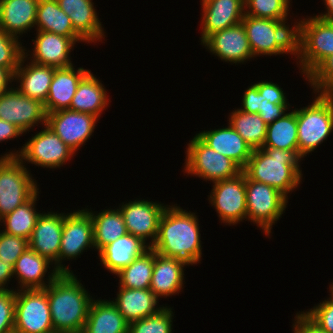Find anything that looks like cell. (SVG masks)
Segmentation results:
<instances>
[{
	"instance_id": "34",
	"label": "cell",
	"mask_w": 333,
	"mask_h": 333,
	"mask_svg": "<svg viewBox=\"0 0 333 333\" xmlns=\"http://www.w3.org/2000/svg\"><path fill=\"white\" fill-rule=\"evenodd\" d=\"M263 147L298 151L296 111L285 113L267 125Z\"/></svg>"
},
{
	"instance_id": "1",
	"label": "cell",
	"mask_w": 333,
	"mask_h": 333,
	"mask_svg": "<svg viewBox=\"0 0 333 333\" xmlns=\"http://www.w3.org/2000/svg\"><path fill=\"white\" fill-rule=\"evenodd\" d=\"M195 213L179 206L164 210L155 242L150 247L159 255L185 261L188 266L199 263L201 252L200 231Z\"/></svg>"
},
{
	"instance_id": "11",
	"label": "cell",
	"mask_w": 333,
	"mask_h": 333,
	"mask_svg": "<svg viewBox=\"0 0 333 333\" xmlns=\"http://www.w3.org/2000/svg\"><path fill=\"white\" fill-rule=\"evenodd\" d=\"M74 153L57 134L45 125V129L29 139L21 151L10 152L2 157H17L22 162L28 161L41 167L59 168L67 160L69 161Z\"/></svg>"
},
{
	"instance_id": "48",
	"label": "cell",
	"mask_w": 333,
	"mask_h": 333,
	"mask_svg": "<svg viewBox=\"0 0 333 333\" xmlns=\"http://www.w3.org/2000/svg\"><path fill=\"white\" fill-rule=\"evenodd\" d=\"M286 109H288L287 104H276L275 106L264 108L258 114L265 123L269 124L282 117L286 113Z\"/></svg>"
},
{
	"instance_id": "47",
	"label": "cell",
	"mask_w": 333,
	"mask_h": 333,
	"mask_svg": "<svg viewBox=\"0 0 333 333\" xmlns=\"http://www.w3.org/2000/svg\"><path fill=\"white\" fill-rule=\"evenodd\" d=\"M294 333H328L319 328L305 314L300 313L295 316Z\"/></svg>"
},
{
	"instance_id": "25",
	"label": "cell",
	"mask_w": 333,
	"mask_h": 333,
	"mask_svg": "<svg viewBox=\"0 0 333 333\" xmlns=\"http://www.w3.org/2000/svg\"><path fill=\"white\" fill-rule=\"evenodd\" d=\"M185 261L177 258H170L154 255V267L150 290L158 298L159 296L169 297L180 292L183 286Z\"/></svg>"
},
{
	"instance_id": "30",
	"label": "cell",
	"mask_w": 333,
	"mask_h": 333,
	"mask_svg": "<svg viewBox=\"0 0 333 333\" xmlns=\"http://www.w3.org/2000/svg\"><path fill=\"white\" fill-rule=\"evenodd\" d=\"M128 325L113 301L93 300L82 333H128Z\"/></svg>"
},
{
	"instance_id": "13",
	"label": "cell",
	"mask_w": 333,
	"mask_h": 333,
	"mask_svg": "<svg viewBox=\"0 0 333 333\" xmlns=\"http://www.w3.org/2000/svg\"><path fill=\"white\" fill-rule=\"evenodd\" d=\"M87 247H94L93 220L86 210L64 214V225L62 228L61 245L58 256V272L72 273L62 263L64 259H74Z\"/></svg>"
},
{
	"instance_id": "45",
	"label": "cell",
	"mask_w": 333,
	"mask_h": 333,
	"mask_svg": "<svg viewBox=\"0 0 333 333\" xmlns=\"http://www.w3.org/2000/svg\"><path fill=\"white\" fill-rule=\"evenodd\" d=\"M242 102L243 108H240L239 110L255 114H258L266 107H272L276 105L270 103L269 99L265 97L264 92H259L255 84L247 88V90L244 92Z\"/></svg>"
},
{
	"instance_id": "28",
	"label": "cell",
	"mask_w": 333,
	"mask_h": 333,
	"mask_svg": "<svg viewBox=\"0 0 333 333\" xmlns=\"http://www.w3.org/2000/svg\"><path fill=\"white\" fill-rule=\"evenodd\" d=\"M50 261L40 256L28 247L16 260L14 275L21 284V289H45L60 273L54 269L48 279V285L43 281Z\"/></svg>"
},
{
	"instance_id": "35",
	"label": "cell",
	"mask_w": 333,
	"mask_h": 333,
	"mask_svg": "<svg viewBox=\"0 0 333 333\" xmlns=\"http://www.w3.org/2000/svg\"><path fill=\"white\" fill-rule=\"evenodd\" d=\"M156 251L151 247L136 258L128 266L118 272L120 287L129 289H150L154 255Z\"/></svg>"
},
{
	"instance_id": "29",
	"label": "cell",
	"mask_w": 333,
	"mask_h": 333,
	"mask_svg": "<svg viewBox=\"0 0 333 333\" xmlns=\"http://www.w3.org/2000/svg\"><path fill=\"white\" fill-rule=\"evenodd\" d=\"M114 305L128 323L158 313L163 307L156 308L158 298L150 289H129L119 287Z\"/></svg>"
},
{
	"instance_id": "52",
	"label": "cell",
	"mask_w": 333,
	"mask_h": 333,
	"mask_svg": "<svg viewBox=\"0 0 333 333\" xmlns=\"http://www.w3.org/2000/svg\"><path fill=\"white\" fill-rule=\"evenodd\" d=\"M324 1L327 7V13L318 16L316 15L315 17L328 21H333V0H324Z\"/></svg>"
},
{
	"instance_id": "23",
	"label": "cell",
	"mask_w": 333,
	"mask_h": 333,
	"mask_svg": "<svg viewBox=\"0 0 333 333\" xmlns=\"http://www.w3.org/2000/svg\"><path fill=\"white\" fill-rule=\"evenodd\" d=\"M57 2L69 16L74 30L85 42H94L103 38L102 25L92 0H57Z\"/></svg>"
},
{
	"instance_id": "51",
	"label": "cell",
	"mask_w": 333,
	"mask_h": 333,
	"mask_svg": "<svg viewBox=\"0 0 333 333\" xmlns=\"http://www.w3.org/2000/svg\"><path fill=\"white\" fill-rule=\"evenodd\" d=\"M13 80H15L14 74L9 69L0 67V94L11 89L7 86Z\"/></svg>"
},
{
	"instance_id": "5",
	"label": "cell",
	"mask_w": 333,
	"mask_h": 333,
	"mask_svg": "<svg viewBox=\"0 0 333 333\" xmlns=\"http://www.w3.org/2000/svg\"><path fill=\"white\" fill-rule=\"evenodd\" d=\"M285 21L244 15L242 24L253 56L283 53L295 55L296 28H289Z\"/></svg>"
},
{
	"instance_id": "19",
	"label": "cell",
	"mask_w": 333,
	"mask_h": 333,
	"mask_svg": "<svg viewBox=\"0 0 333 333\" xmlns=\"http://www.w3.org/2000/svg\"><path fill=\"white\" fill-rule=\"evenodd\" d=\"M202 8V42L214 32L241 23L245 15L244 0H202Z\"/></svg>"
},
{
	"instance_id": "27",
	"label": "cell",
	"mask_w": 333,
	"mask_h": 333,
	"mask_svg": "<svg viewBox=\"0 0 333 333\" xmlns=\"http://www.w3.org/2000/svg\"><path fill=\"white\" fill-rule=\"evenodd\" d=\"M39 0H0V28L16 38L34 27Z\"/></svg>"
},
{
	"instance_id": "21",
	"label": "cell",
	"mask_w": 333,
	"mask_h": 333,
	"mask_svg": "<svg viewBox=\"0 0 333 333\" xmlns=\"http://www.w3.org/2000/svg\"><path fill=\"white\" fill-rule=\"evenodd\" d=\"M197 136L211 149L234 161L242 170L252 156L251 146L230 124L226 128L203 131Z\"/></svg>"
},
{
	"instance_id": "3",
	"label": "cell",
	"mask_w": 333,
	"mask_h": 333,
	"mask_svg": "<svg viewBox=\"0 0 333 333\" xmlns=\"http://www.w3.org/2000/svg\"><path fill=\"white\" fill-rule=\"evenodd\" d=\"M298 151L263 147L254 149L242 170L250 179L272 186L286 197L301 182Z\"/></svg>"
},
{
	"instance_id": "40",
	"label": "cell",
	"mask_w": 333,
	"mask_h": 333,
	"mask_svg": "<svg viewBox=\"0 0 333 333\" xmlns=\"http://www.w3.org/2000/svg\"><path fill=\"white\" fill-rule=\"evenodd\" d=\"M18 39L0 28V67L9 69L13 74L25 51Z\"/></svg>"
},
{
	"instance_id": "24",
	"label": "cell",
	"mask_w": 333,
	"mask_h": 333,
	"mask_svg": "<svg viewBox=\"0 0 333 333\" xmlns=\"http://www.w3.org/2000/svg\"><path fill=\"white\" fill-rule=\"evenodd\" d=\"M146 244L138 236L127 233L99 251L100 262L108 271L117 274L150 248Z\"/></svg>"
},
{
	"instance_id": "37",
	"label": "cell",
	"mask_w": 333,
	"mask_h": 333,
	"mask_svg": "<svg viewBox=\"0 0 333 333\" xmlns=\"http://www.w3.org/2000/svg\"><path fill=\"white\" fill-rule=\"evenodd\" d=\"M38 191L24 204L3 216L0 221L6 226L3 232L29 240L41 213L35 210Z\"/></svg>"
},
{
	"instance_id": "6",
	"label": "cell",
	"mask_w": 333,
	"mask_h": 333,
	"mask_svg": "<svg viewBox=\"0 0 333 333\" xmlns=\"http://www.w3.org/2000/svg\"><path fill=\"white\" fill-rule=\"evenodd\" d=\"M295 111L298 153L304 157L333 131V95L318 94L311 105Z\"/></svg>"
},
{
	"instance_id": "49",
	"label": "cell",
	"mask_w": 333,
	"mask_h": 333,
	"mask_svg": "<svg viewBox=\"0 0 333 333\" xmlns=\"http://www.w3.org/2000/svg\"><path fill=\"white\" fill-rule=\"evenodd\" d=\"M22 134L23 132L17 126L0 119V142L17 138V136H21Z\"/></svg>"
},
{
	"instance_id": "8",
	"label": "cell",
	"mask_w": 333,
	"mask_h": 333,
	"mask_svg": "<svg viewBox=\"0 0 333 333\" xmlns=\"http://www.w3.org/2000/svg\"><path fill=\"white\" fill-rule=\"evenodd\" d=\"M186 153L187 174L216 182L233 178L242 172L234 161L211 149L197 135L188 144Z\"/></svg>"
},
{
	"instance_id": "12",
	"label": "cell",
	"mask_w": 333,
	"mask_h": 333,
	"mask_svg": "<svg viewBox=\"0 0 333 333\" xmlns=\"http://www.w3.org/2000/svg\"><path fill=\"white\" fill-rule=\"evenodd\" d=\"M210 202L223 223L237 224L247 218L246 175L242 171L237 176L213 182Z\"/></svg>"
},
{
	"instance_id": "7",
	"label": "cell",
	"mask_w": 333,
	"mask_h": 333,
	"mask_svg": "<svg viewBox=\"0 0 333 333\" xmlns=\"http://www.w3.org/2000/svg\"><path fill=\"white\" fill-rule=\"evenodd\" d=\"M23 164L17 157H0V219L38 191L36 182Z\"/></svg>"
},
{
	"instance_id": "4",
	"label": "cell",
	"mask_w": 333,
	"mask_h": 333,
	"mask_svg": "<svg viewBox=\"0 0 333 333\" xmlns=\"http://www.w3.org/2000/svg\"><path fill=\"white\" fill-rule=\"evenodd\" d=\"M295 25V56L307 77L326 57L333 54V21L310 17Z\"/></svg>"
},
{
	"instance_id": "26",
	"label": "cell",
	"mask_w": 333,
	"mask_h": 333,
	"mask_svg": "<svg viewBox=\"0 0 333 333\" xmlns=\"http://www.w3.org/2000/svg\"><path fill=\"white\" fill-rule=\"evenodd\" d=\"M26 56L28 55L24 52L19 66L14 72V78L20 81V86H18L17 90L29 98L41 101L44 104L48 97L49 87L56 68L34 62L24 67V58L26 61Z\"/></svg>"
},
{
	"instance_id": "43",
	"label": "cell",
	"mask_w": 333,
	"mask_h": 333,
	"mask_svg": "<svg viewBox=\"0 0 333 333\" xmlns=\"http://www.w3.org/2000/svg\"><path fill=\"white\" fill-rule=\"evenodd\" d=\"M16 291L0 290V333H14Z\"/></svg>"
},
{
	"instance_id": "10",
	"label": "cell",
	"mask_w": 333,
	"mask_h": 333,
	"mask_svg": "<svg viewBox=\"0 0 333 333\" xmlns=\"http://www.w3.org/2000/svg\"><path fill=\"white\" fill-rule=\"evenodd\" d=\"M287 199L272 186L246 176L247 218L261 227L267 236L271 233L273 223L283 214Z\"/></svg>"
},
{
	"instance_id": "2",
	"label": "cell",
	"mask_w": 333,
	"mask_h": 333,
	"mask_svg": "<svg viewBox=\"0 0 333 333\" xmlns=\"http://www.w3.org/2000/svg\"><path fill=\"white\" fill-rule=\"evenodd\" d=\"M44 290L47 292L53 330L59 333L83 332L93 299L76 276L60 273Z\"/></svg>"
},
{
	"instance_id": "46",
	"label": "cell",
	"mask_w": 333,
	"mask_h": 333,
	"mask_svg": "<svg viewBox=\"0 0 333 333\" xmlns=\"http://www.w3.org/2000/svg\"><path fill=\"white\" fill-rule=\"evenodd\" d=\"M259 92H264V95L273 104H288L286 101L285 93L279 85L272 82H258L255 83Z\"/></svg>"
},
{
	"instance_id": "50",
	"label": "cell",
	"mask_w": 333,
	"mask_h": 333,
	"mask_svg": "<svg viewBox=\"0 0 333 333\" xmlns=\"http://www.w3.org/2000/svg\"><path fill=\"white\" fill-rule=\"evenodd\" d=\"M14 275V265L10 262H3L0 259V290L7 289L6 286L7 281L9 278L13 277Z\"/></svg>"
},
{
	"instance_id": "44",
	"label": "cell",
	"mask_w": 333,
	"mask_h": 333,
	"mask_svg": "<svg viewBox=\"0 0 333 333\" xmlns=\"http://www.w3.org/2000/svg\"><path fill=\"white\" fill-rule=\"evenodd\" d=\"M331 297L304 314L322 330L333 333V289Z\"/></svg>"
},
{
	"instance_id": "39",
	"label": "cell",
	"mask_w": 333,
	"mask_h": 333,
	"mask_svg": "<svg viewBox=\"0 0 333 333\" xmlns=\"http://www.w3.org/2000/svg\"><path fill=\"white\" fill-rule=\"evenodd\" d=\"M171 310L163 306L158 313L129 323L128 333H172Z\"/></svg>"
},
{
	"instance_id": "15",
	"label": "cell",
	"mask_w": 333,
	"mask_h": 333,
	"mask_svg": "<svg viewBox=\"0 0 333 333\" xmlns=\"http://www.w3.org/2000/svg\"><path fill=\"white\" fill-rule=\"evenodd\" d=\"M98 117L69 109L47 113L46 125L76 152L94 132Z\"/></svg>"
},
{
	"instance_id": "32",
	"label": "cell",
	"mask_w": 333,
	"mask_h": 333,
	"mask_svg": "<svg viewBox=\"0 0 333 333\" xmlns=\"http://www.w3.org/2000/svg\"><path fill=\"white\" fill-rule=\"evenodd\" d=\"M37 31H45L69 38H82L73 28L69 16L57 0H39L37 4Z\"/></svg>"
},
{
	"instance_id": "33",
	"label": "cell",
	"mask_w": 333,
	"mask_h": 333,
	"mask_svg": "<svg viewBox=\"0 0 333 333\" xmlns=\"http://www.w3.org/2000/svg\"><path fill=\"white\" fill-rule=\"evenodd\" d=\"M93 220V241L95 249L100 251L103 247L127 234L124 218L119 209L103 210L95 215L89 212Z\"/></svg>"
},
{
	"instance_id": "18",
	"label": "cell",
	"mask_w": 333,
	"mask_h": 333,
	"mask_svg": "<svg viewBox=\"0 0 333 333\" xmlns=\"http://www.w3.org/2000/svg\"><path fill=\"white\" fill-rule=\"evenodd\" d=\"M63 225L64 213H41L28 240L32 250L55 262L54 269L57 271Z\"/></svg>"
},
{
	"instance_id": "38",
	"label": "cell",
	"mask_w": 333,
	"mask_h": 333,
	"mask_svg": "<svg viewBox=\"0 0 333 333\" xmlns=\"http://www.w3.org/2000/svg\"><path fill=\"white\" fill-rule=\"evenodd\" d=\"M245 15L255 18L287 20L289 0H244Z\"/></svg>"
},
{
	"instance_id": "42",
	"label": "cell",
	"mask_w": 333,
	"mask_h": 333,
	"mask_svg": "<svg viewBox=\"0 0 333 333\" xmlns=\"http://www.w3.org/2000/svg\"><path fill=\"white\" fill-rule=\"evenodd\" d=\"M29 247V241L2 231L0 236V259L15 265L16 260Z\"/></svg>"
},
{
	"instance_id": "20",
	"label": "cell",
	"mask_w": 333,
	"mask_h": 333,
	"mask_svg": "<svg viewBox=\"0 0 333 333\" xmlns=\"http://www.w3.org/2000/svg\"><path fill=\"white\" fill-rule=\"evenodd\" d=\"M34 41L32 62L40 65L53 66L55 68L70 67L73 64L69 54L75 42L85 40L83 38H69L62 35L37 31Z\"/></svg>"
},
{
	"instance_id": "16",
	"label": "cell",
	"mask_w": 333,
	"mask_h": 333,
	"mask_svg": "<svg viewBox=\"0 0 333 333\" xmlns=\"http://www.w3.org/2000/svg\"><path fill=\"white\" fill-rule=\"evenodd\" d=\"M166 207L143 199L123 203L119 210L123 215L127 232L138 236L145 243L147 238H151V246L157 238L160 218Z\"/></svg>"
},
{
	"instance_id": "31",
	"label": "cell",
	"mask_w": 333,
	"mask_h": 333,
	"mask_svg": "<svg viewBox=\"0 0 333 333\" xmlns=\"http://www.w3.org/2000/svg\"><path fill=\"white\" fill-rule=\"evenodd\" d=\"M103 84L89 72L79 83L69 110L99 117L109 104Z\"/></svg>"
},
{
	"instance_id": "22",
	"label": "cell",
	"mask_w": 333,
	"mask_h": 333,
	"mask_svg": "<svg viewBox=\"0 0 333 333\" xmlns=\"http://www.w3.org/2000/svg\"><path fill=\"white\" fill-rule=\"evenodd\" d=\"M74 69L73 65L55 69L48 97L44 103L47 113L70 108L80 81L90 72L82 67L78 68L77 72Z\"/></svg>"
},
{
	"instance_id": "17",
	"label": "cell",
	"mask_w": 333,
	"mask_h": 333,
	"mask_svg": "<svg viewBox=\"0 0 333 333\" xmlns=\"http://www.w3.org/2000/svg\"><path fill=\"white\" fill-rule=\"evenodd\" d=\"M201 43L225 62L243 63L254 57L242 22L212 33Z\"/></svg>"
},
{
	"instance_id": "14",
	"label": "cell",
	"mask_w": 333,
	"mask_h": 333,
	"mask_svg": "<svg viewBox=\"0 0 333 333\" xmlns=\"http://www.w3.org/2000/svg\"><path fill=\"white\" fill-rule=\"evenodd\" d=\"M0 119L14 124L24 133L35 124L42 122L45 126L47 112L41 101L31 99L11 87L0 94Z\"/></svg>"
},
{
	"instance_id": "9",
	"label": "cell",
	"mask_w": 333,
	"mask_h": 333,
	"mask_svg": "<svg viewBox=\"0 0 333 333\" xmlns=\"http://www.w3.org/2000/svg\"><path fill=\"white\" fill-rule=\"evenodd\" d=\"M16 291L14 333L53 332V323L44 289Z\"/></svg>"
},
{
	"instance_id": "36",
	"label": "cell",
	"mask_w": 333,
	"mask_h": 333,
	"mask_svg": "<svg viewBox=\"0 0 333 333\" xmlns=\"http://www.w3.org/2000/svg\"><path fill=\"white\" fill-rule=\"evenodd\" d=\"M229 124L254 149L263 148L266 138L267 123L259 114L235 110L230 114Z\"/></svg>"
},
{
	"instance_id": "41",
	"label": "cell",
	"mask_w": 333,
	"mask_h": 333,
	"mask_svg": "<svg viewBox=\"0 0 333 333\" xmlns=\"http://www.w3.org/2000/svg\"><path fill=\"white\" fill-rule=\"evenodd\" d=\"M314 91L333 95V54L326 57L308 76Z\"/></svg>"
}]
</instances>
